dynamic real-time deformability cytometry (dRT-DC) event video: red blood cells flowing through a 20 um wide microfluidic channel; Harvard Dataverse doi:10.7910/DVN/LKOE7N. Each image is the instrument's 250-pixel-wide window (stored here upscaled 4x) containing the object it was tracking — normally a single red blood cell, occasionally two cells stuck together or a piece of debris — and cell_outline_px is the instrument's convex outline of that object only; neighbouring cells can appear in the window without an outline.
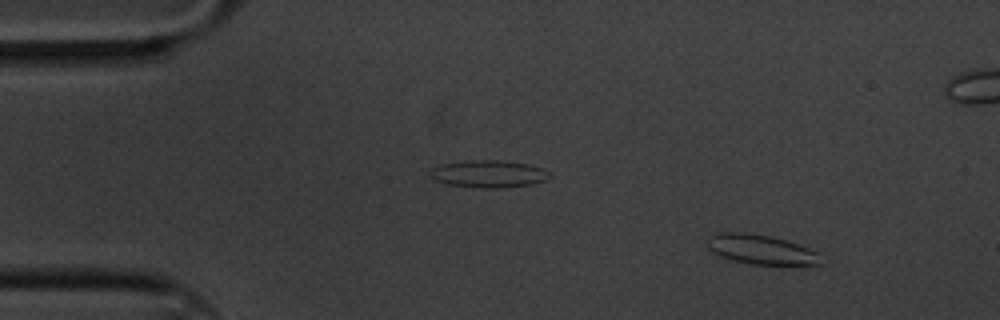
{"species": "common noctule bat (a hibernating species)", "species_latin": "Nyctalus noctula", "temperature_condition": "cold", "stored_images_in_passage": 5, "camera_frame_rate_fps": 3000, "um_per_image_px": 0.085, "animal": {"sex": "male", "body_mass_g": 20.1, "forearm_length_mm": 53.5}, "frame": {"image": 1, "passage_image": 1, "time_ms": 0.0, "image_size_px": [1000, 320], "cell_outline_px": [[824, 264], [752, 264], [732, 260], [720, 256], [712, 252], [708, 248], [708, 240], [716, 232], [744, 232], [772, 236], [808, 248], [816, 252]], "centroid_in_image_um": [64.64, 21.2], "position_along_channel_um": 20.4, "area_um2": 19.25}}